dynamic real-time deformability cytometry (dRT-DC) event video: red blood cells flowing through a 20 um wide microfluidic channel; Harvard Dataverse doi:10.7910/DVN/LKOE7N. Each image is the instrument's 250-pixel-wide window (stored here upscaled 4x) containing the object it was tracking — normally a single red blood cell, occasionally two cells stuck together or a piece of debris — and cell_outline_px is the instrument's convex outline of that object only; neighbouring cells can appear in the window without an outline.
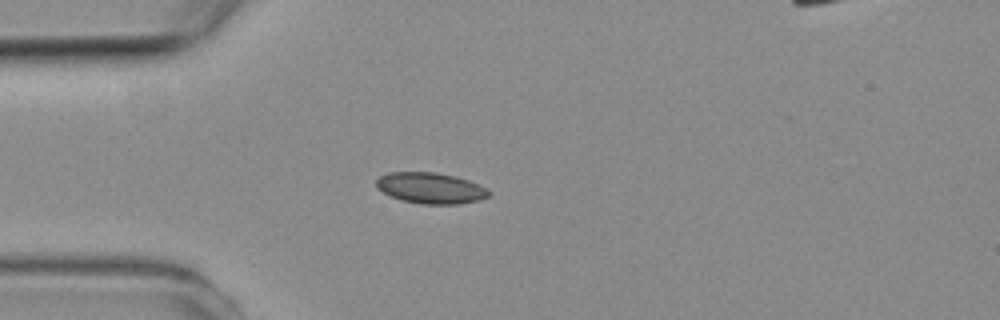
{"species": "common noctule bat (a hibernating species)", "species_latin": "Nyctalus noctula", "temperature_condition": "room temperature", "stored_images_in_passage": 1, "camera_frame_rate_fps": 3000, "um_per_image_px": 0.085, "animal": {"sex": "female", "body_mass_g": 19.3, "forearm_length_mm": 54.1}, "frame": {"image": 1, "passage_image": 1, "time_ms": 0.0, "image_size_px": [1000, 320], "cell_outline_px": [[492, 192], [488, 196], [480, 200], [460, 204], [420, 204], [400, 200], [376, 188], [376, 180], [380, 176], [388, 172], [436, 172], [456, 176], [468, 180]], "centroid_in_image_um": [36.59, 15.99], "position_along_channel_um": 48.4, "area_um2": 20.35}}